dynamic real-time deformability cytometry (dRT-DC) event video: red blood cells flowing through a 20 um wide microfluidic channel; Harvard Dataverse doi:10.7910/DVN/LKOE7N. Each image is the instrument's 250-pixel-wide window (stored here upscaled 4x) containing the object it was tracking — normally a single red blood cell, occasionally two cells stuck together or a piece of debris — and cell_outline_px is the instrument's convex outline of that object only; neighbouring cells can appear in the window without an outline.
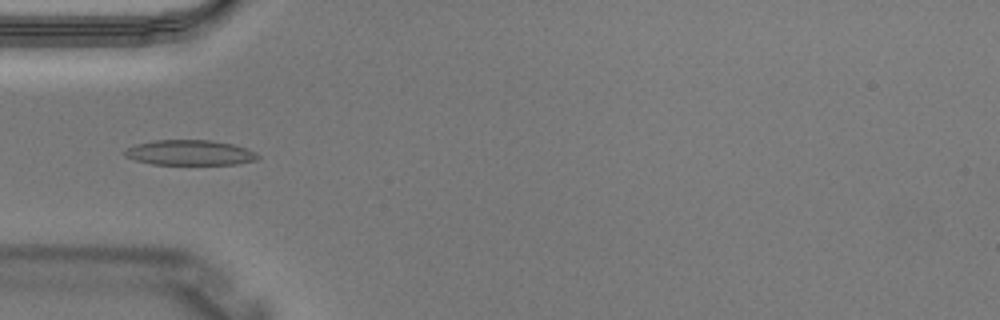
{"species": "Egyptian fruit bat (a non-hibernating species)", "species_latin": "Rousettus aegyptiacus", "temperature_condition": "warm", "stored_images_in_passage": 4, "camera_frame_rate_fps": 3000, "um_per_image_px": 0.085, "animal": {"sex": "male"}, "frame": {"image": 1, "passage_image": 4, "time_ms": 1.0, "image_size_px": [1000, 320], "cell_outline_px": [[260, 156], [256, 160], [236, 164], [152, 164], [136, 160], [124, 156], [124, 152], [128, 148], [136, 144], [156, 140], [212, 140], [232, 144], [248, 148], [256, 152]], "centroid_in_image_um": [16.17, 12.97], "position_along_channel_um": 68.8, "area_um2": 19.48}}